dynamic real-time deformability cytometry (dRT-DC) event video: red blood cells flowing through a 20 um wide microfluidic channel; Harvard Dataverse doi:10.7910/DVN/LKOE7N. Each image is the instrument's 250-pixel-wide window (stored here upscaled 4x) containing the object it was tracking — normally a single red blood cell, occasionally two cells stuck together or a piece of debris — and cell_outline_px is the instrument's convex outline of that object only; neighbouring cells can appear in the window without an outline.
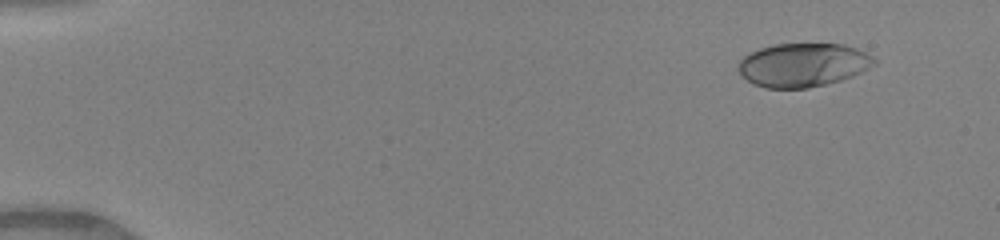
{"species": "human", "species_latin": "Homo sapiens", "temperature_condition": "warm", "stored_images_in_passage": 46, "camera_frame_rate_fps": 3000, "um_per_image_px": 0.085, "donor": {"sex": "female"}, "frame": {"image": 1, "passage_image": 1, "time_ms": 0.0, "image_size_px": [1000, 240], "cell_outline_px": [[876, 64], [852, 76], [840, 80], [808, 88], [764, 88], [752, 84], [736, 68], [740, 60], [748, 52], [760, 48], [776, 44], [844, 44], [868, 52], [876, 60]], "centroid_in_image_um": [68.24, 5.51], "position_along_channel_um": 16.8, "area_um2": 34.62}}
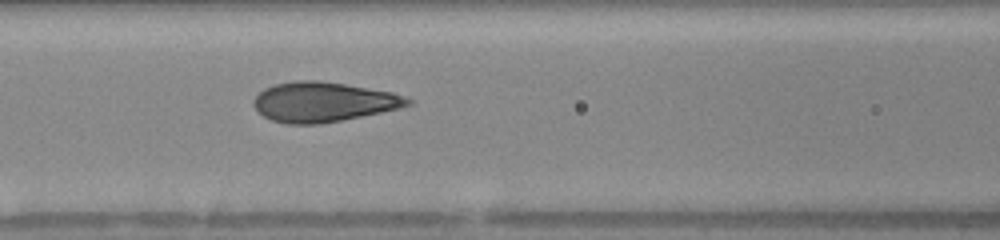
{"frame": {"image": 2, "passage_image": 19, "time_ms": 6.0, "image_size_px": [1000, 240], "cell_outline_px": [[412, 104], [380, 112], [340, 120], [316, 124], [288, 124], [272, 120], [264, 116], [252, 104], [252, 100], [264, 88], [272, 84], [296, 80], [320, 80], [392, 92], [404, 96], [412, 100]], "centroid_in_image_um": [27.43, 8.65], "position_along_channel_um": 139.2, "area_um2": 35.43}}
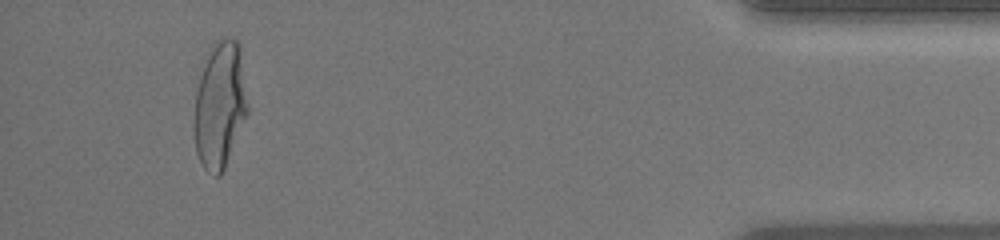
{"frame": {"image": 3, "passage_image": 43, "time_ms": 14.0, "image_size_px": [1000, 240], "cell_outline_px": [[248, 112], [224, 168], [220, 176], [216, 176], [208, 172], [204, 168], [196, 152], [196, 88], [200, 76], [212, 44], [216, 40], [228, 36], [236, 40], [240, 44], [248, 108]], "centroid_in_image_um": [18.72, 8.88], "position_along_channel_um": 416.5, "area_um2": 38.67}, "authors_computed_cell_mechanics": {"area_um2": 35.6626, "velocity_mm_per_s": 4.1479, "shape_relaxation_time_tau1_ms": 4.4886, "shape_relaxation_time_tau2_ms": null, "deformation_change_tau1": 0.2107, "deformation_change_tau2": null}}